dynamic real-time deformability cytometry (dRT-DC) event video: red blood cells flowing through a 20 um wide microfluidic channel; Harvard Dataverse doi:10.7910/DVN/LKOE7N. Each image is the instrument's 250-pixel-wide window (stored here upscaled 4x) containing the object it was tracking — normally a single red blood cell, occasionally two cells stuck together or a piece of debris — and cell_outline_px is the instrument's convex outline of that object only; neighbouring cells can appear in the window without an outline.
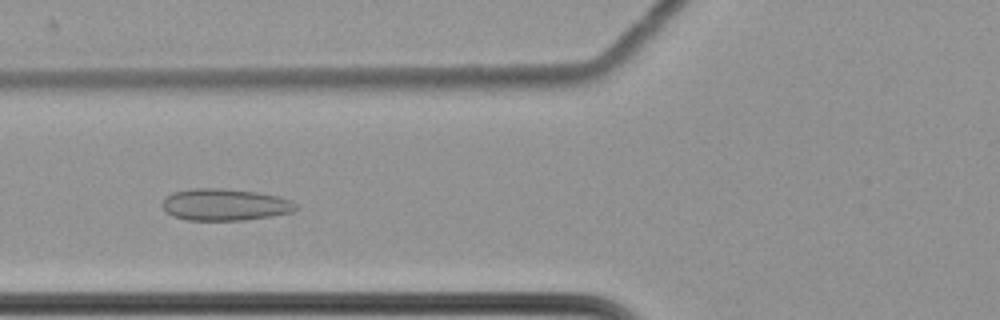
{"species": "common noctule bat (a hibernating species)", "species_latin": "Nyctalus noctula", "temperature_condition": "cold", "stored_images_in_passage": 58, "camera_frame_rate_fps": 3000, "um_per_image_px": 0.085, "animal": {"sex": "female", "body_mass_g": 22.7, "forearm_length_mm": 54.2}, "frame": {"image": 1, "passage_image": 22, "time_ms": 7.0, "image_size_px": [1000, 320], "cell_outline_px": [[296, 208], [292, 212], [272, 216], [244, 220], [188, 220], [172, 216], [164, 212], [160, 204], [164, 196], [172, 192], [192, 188], [224, 188], [256, 192], [276, 196], [292, 200], [296, 204]], "centroid_in_image_um": [19.04, 17.39], "position_along_channel_um": 106.8, "area_um2": 25.09}}
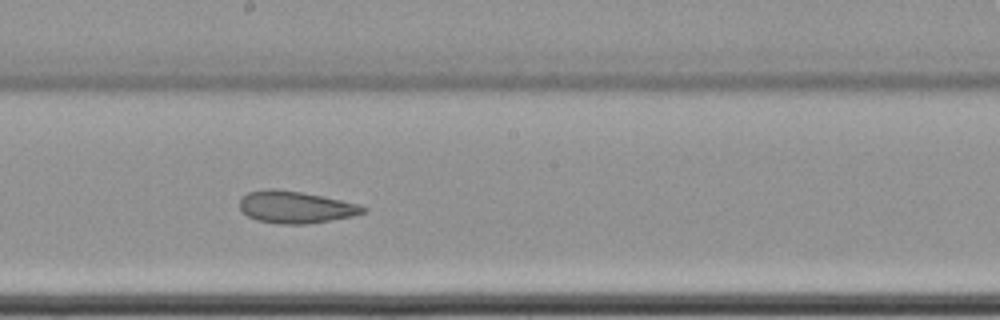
{"frame": {"image": 2, "passage_image": 32, "time_ms": 10.333, "image_size_px": [1000, 320], "cell_outline_px": [[368, 212], [352, 216], [308, 224], [280, 224], [256, 220], [248, 216], [240, 208], [240, 200], [248, 192], [264, 188], [272, 188], [300, 192], [360, 204], [368, 208]], "centroid_in_image_um": [25.14, 17.61], "position_along_channel_um": 223.1, "area_um2": 23.0}}
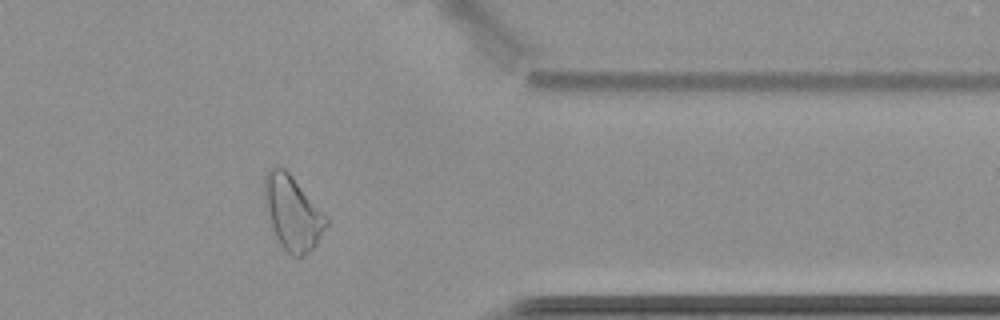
{"frame": {"image": 3, "passage_image": 47, "time_ms": 15.333, "image_size_px": [1000, 320], "cell_outline_px": [[328, 224], [316, 244], [308, 252], [300, 256], [292, 256], [280, 244], [272, 228], [264, 200], [264, 176], [272, 168], [284, 168], [292, 176], [328, 216]], "centroid_in_image_um": [24.88, 18.09], "position_along_channel_um": 386.5, "area_um2": 26.36}, "authors_computed_cell_mechanics": {"area_um2": 26.588, "velocity_mm_per_s": 3.4942, "shape_relaxation_time_tau1_ms": null, "shape_relaxation_time_tau2_ms": 3.2156, "deformation_change_tau1": null, "deformation_change_tau2": 0.0805}}